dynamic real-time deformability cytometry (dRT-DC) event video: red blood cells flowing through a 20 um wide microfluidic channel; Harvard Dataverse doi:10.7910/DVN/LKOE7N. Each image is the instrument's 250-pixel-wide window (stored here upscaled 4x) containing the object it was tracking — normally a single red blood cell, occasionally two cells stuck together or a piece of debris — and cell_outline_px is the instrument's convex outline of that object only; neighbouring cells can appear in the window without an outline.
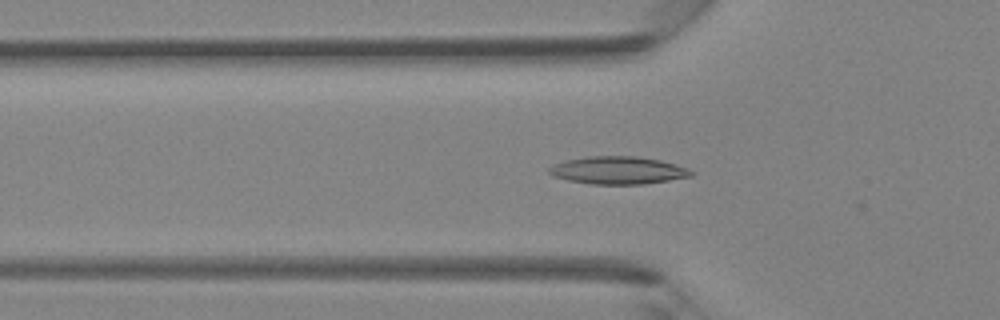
{"species": "Egyptian fruit bat (a non-hibernating species)", "species_latin": "Rousettus aegyptiacus", "temperature_condition": "room temperature", "stored_images_in_passage": 39, "camera_frame_rate_fps": 3000, "um_per_image_px": 0.085, "animal": {"sex": "female"}, "frame": {"image": 1, "passage_image": 11, "time_ms": 3.333, "image_size_px": [1000, 320], "cell_outline_px": [[696, 172], [692, 176], [644, 184], [592, 184], [568, 180], [552, 176], [548, 172], [548, 168], [552, 164], [568, 160], [588, 156], [636, 156], [660, 160], [676, 164], [688, 168]], "centroid_in_image_um": [52.54, 14.47], "position_along_channel_um": 73.3, "area_um2": 22.95}}
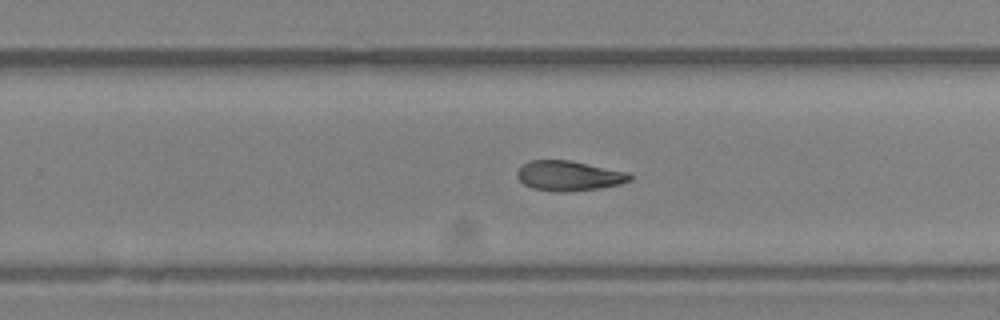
{"frame": {"image": 2, "passage_image": 24, "time_ms": 7.667, "image_size_px": [1000, 320], "cell_outline_px": [[632, 180], [620, 184], [596, 188], [564, 192], [556, 192], [532, 188], [524, 184], [516, 176], [516, 172], [524, 164], [532, 160], [572, 160], [628, 172], [632, 176]], "centroid_in_image_um": [48.36, 14.93], "position_along_channel_um": 281.4, "area_um2": 19.65}}
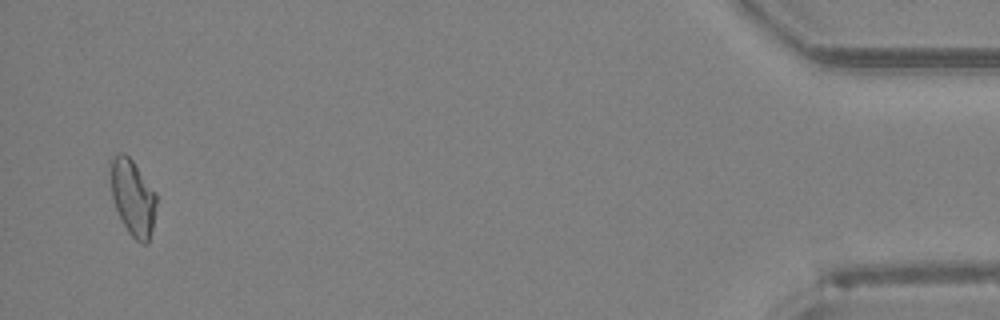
{"frame": {"image": 3, "passage_image": 38, "time_ms": 12.333, "image_size_px": [1000, 320], "cell_outline_px": [[156, 204], [152, 228], [148, 244], [144, 244], [136, 240], [128, 232], [116, 208], [112, 196], [112, 160], [120, 152], [124, 152], [132, 160], [156, 192]], "centroid_in_image_um": [11.32, 16.81], "position_along_channel_um": 423.9, "area_um2": 19.71}}